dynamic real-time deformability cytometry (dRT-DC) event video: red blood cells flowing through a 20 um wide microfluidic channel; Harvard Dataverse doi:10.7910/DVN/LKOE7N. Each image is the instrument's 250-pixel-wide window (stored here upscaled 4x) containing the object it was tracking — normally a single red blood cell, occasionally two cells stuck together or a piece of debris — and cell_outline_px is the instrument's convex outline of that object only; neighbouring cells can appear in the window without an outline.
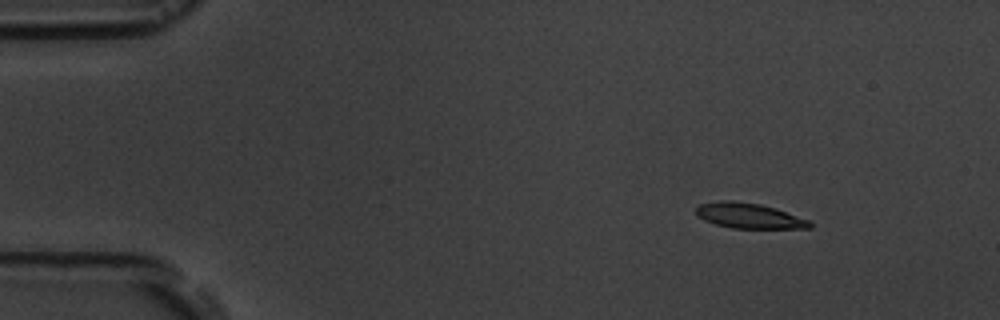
{"species": "common noctule bat (a hibernating species)", "species_latin": "Nyctalus noctula", "temperature_condition": "room temperature", "stored_images_in_passage": 6, "camera_frame_rate_fps": 3000, "um_per_image_px": 0.085, "animal": {"sex": "male", "body_mass_g": 19.5, "forearm_length_mm": 54.6}, "frame": {"image": 1, "passage_image": 1, "time_ms": 0.0, "image_size_px": [1000, 320], "cell_outline_px": [[812, 228], [732, 228], [716, 224], [704, 220], [696, 212], [696, 208], [700, 204], [720, 200], [732, 200], [760, 204], [776, 208], [808, 220], [812, 224]], "centroid_in_image_um": [63.66, 18.33], "position_along_channel_um": 21.3, "area_um2": 16.59}}
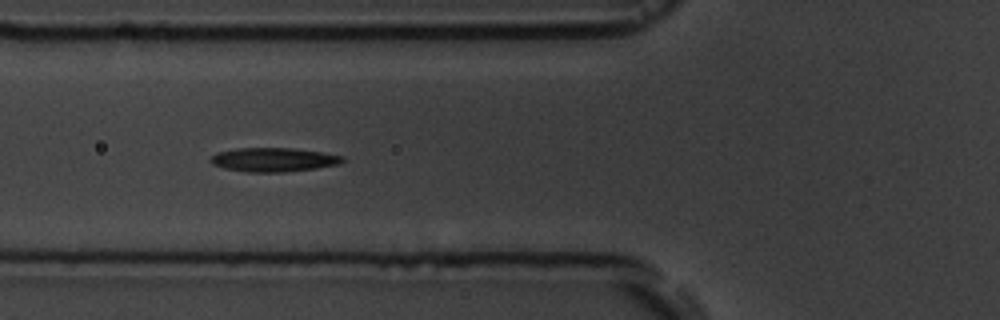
{"frame": {"image": 2, "passage_image": 5, "time_ms": 4.667, "image_size_px": [1000, 320], "cell_outline_px": [[344, 160], [340, 164], [316, 168], [284, 172], [248, 172], [224, 168], [212, 164], [208, 160], [216, 152], [236, 148], [296, 148], [344, 156]], "centroid_in_image_um": [23.23, 13.57], "position_along_channel_um": 102.6, "area_um2": 18.5}}
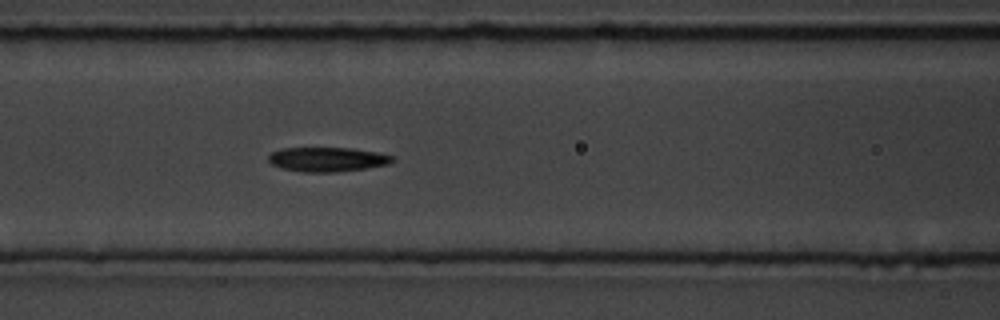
{"frame": {"image": 3, "passage_image": 6, "time_ms": 5.667, "image_size_px": [1000, 320], "cell_outline_px": [[396, 160], [388, 164], [368, 168], [336, 172], [300, 172], [284, 168], [272, 164], [268, 160], [268, 156], [272, 152], [280, 148], [352, 148], [380, 152], [396, 156]], "centroid_in_image_um": [27.89, 13.54], "position_along_channel_um": 138.7, "area_um2": 17.86}}